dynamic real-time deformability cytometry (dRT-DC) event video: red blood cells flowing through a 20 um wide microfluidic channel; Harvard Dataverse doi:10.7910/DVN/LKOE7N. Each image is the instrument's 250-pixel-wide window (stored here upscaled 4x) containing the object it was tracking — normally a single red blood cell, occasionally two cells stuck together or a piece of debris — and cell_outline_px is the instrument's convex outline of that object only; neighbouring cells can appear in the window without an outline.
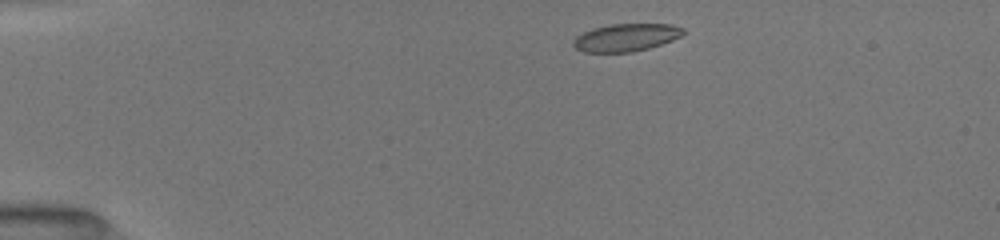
{"species": "common noctule bat (a hibernating species)", "species_latin": "Nyctalus noctula", "temperature_condition": "room temperature", "stored_images_in_passage": 44, "camera_frame_rate_fps": 3000, "um_per_image_px": 0.085, "animal": {"sex": "female", "body_mass_g": 19.5, "forearm_length_mm": 54.1}, "frame": {"image": 1, "passage_image": 3, "time_ms": 0.333, "image_size_px": [1000, 240], "cell_outline_px": [[688, 32], [672, 40], [648, 48], [632, 52], [584, 52], [576, 48], [572, 44], [572, 40], [576, 36], [592, 28], [608, 24], [668, 24], [684, 28]], "centroid_in_image_um": [53.2, 3.18], "position_along_channel_um": 31.8, "area_um2": 17.74}}
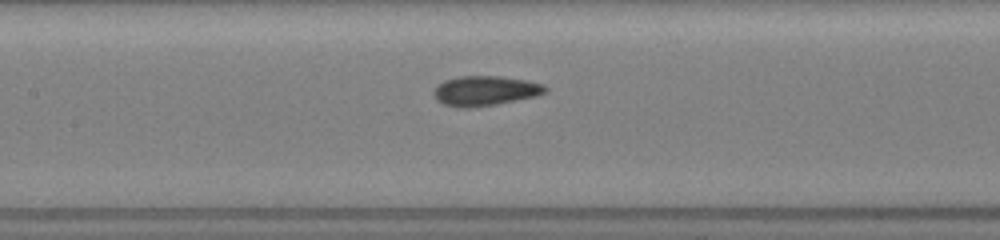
{"frame": {"image": 2, "passage_image": 18, "time_ms": 5.333, "image_size_px": [1000, 240], "cell_outline_px": [[548, 92], [536, 96], [496, 104], [468, 108], [460, 108], [444, 104], [436, 100], [432, 92], [444, 80], [456, 76], [500, 76], [524, 80], [544, 84], [548, 88]], "centroid_in_image_um": [41.24, 7.71], "position_along_channel_um": 166.2, "area_um2": 19.42}}
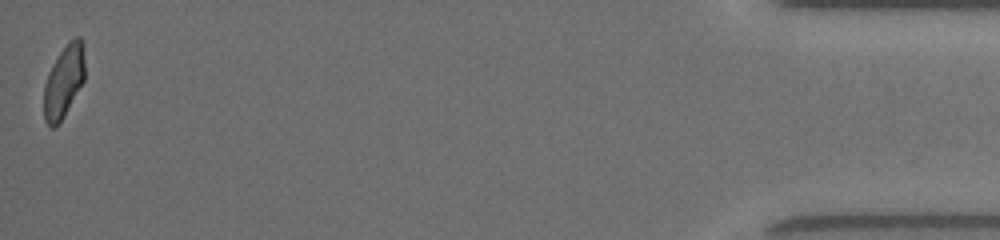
{"frame": {"image": 3, "passage_image": 44, "time_ms": 14.0, "image_size_px": [1000, 240], "cell_outline_px": [[84, 80], [64, 116], [52, 128], [44, 120], [44, 84], [48, 72], [52, 64], [68, 40], [76, 36], [80, 36], [84, 44]], "centroid_in_image_um": [5.43, 6.86], "position_along_channel_um": 429.8, "area_um2": 17.28}, "authors_computed_cell_mechanics": {"area_um2": 18.2359, "velocity_mm_per_s": 4.0192, "shape_relaxation_time_tau1_ms": 4.2149, "shape_relaxation_time_tau2_ms": 1.2813, "deformation_change_tau1": 0.1534, "deformation_change_tau2": 0.0647}}